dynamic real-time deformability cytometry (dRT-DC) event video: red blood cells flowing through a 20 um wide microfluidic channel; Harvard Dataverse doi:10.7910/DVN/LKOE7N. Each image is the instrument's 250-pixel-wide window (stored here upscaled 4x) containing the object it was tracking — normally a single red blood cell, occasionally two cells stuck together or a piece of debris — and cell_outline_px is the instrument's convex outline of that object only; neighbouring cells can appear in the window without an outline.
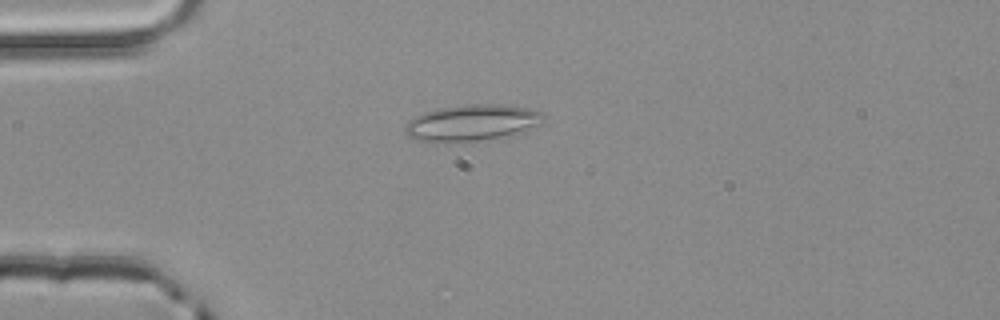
{"species": "common noctule bat (a hibernating species)", "species_latin": "Nyctalus noctula", "temperature_condition": "room temperature", "stored_images_in_passage": 2, "camera_frame_rate_fps": 3000, "um_per_image_px": 0.085, "animal": {"sex": "male", "body_mass_g": 20.4}, "frame": {"image": 1, "passage_image": 1, "time_ms": 0.0, "image_size_px": [1000, 320], "cell_outline_px": [[544, 120], [540, 124], [524, 132], [476, 140], [448, 144], [416, 140], [408, 136], [404, 128], [404, 124], [408, 120], [424, 112], [440, 108], [472, 104], [504, 104], [528, 108], [544, 112]], "centroid_in_image_um": [40.1, 10.44], "position_along_channel_um": 44.9, "area_um2": 29.54}}